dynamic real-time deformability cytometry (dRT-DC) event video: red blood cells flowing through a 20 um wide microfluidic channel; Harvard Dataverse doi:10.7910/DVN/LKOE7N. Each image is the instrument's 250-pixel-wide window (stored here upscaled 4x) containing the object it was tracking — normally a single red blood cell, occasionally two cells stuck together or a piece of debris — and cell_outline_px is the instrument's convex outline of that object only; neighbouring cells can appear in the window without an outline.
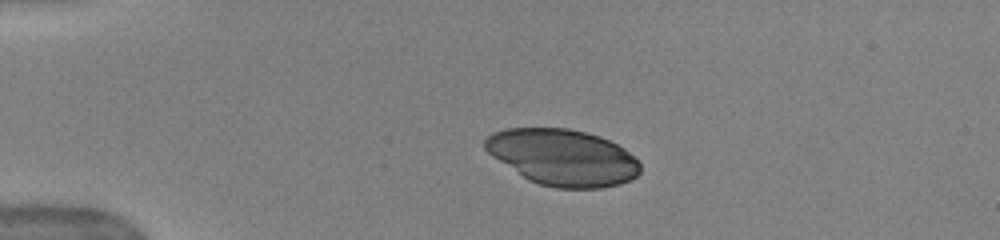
{"species": "human", "species_latin": "Homo sapiens", "temperature_condition": "warm", "stored_images_in_passage": 41, "camera_frame_rate_fps": 3000, "um_per_image_px": 0.085, "donor": {"sex": "female"}, "frame": {"image": 1, "passage_image": 1, "time_ms": 0.0, "image_size_px": [1000, 240], "cell_outline_px": [[640, 172], [636, 176], [620, 184], [600, 188], [556, 188], [540, 184], [528, 180], [492, 156], [484, 148], [484, 140], [492, 132], [504, 128], [568, 128], [600, 136], [624, 148], [640, 164]], "centroid_in_image_um": [47.8, 13.37], "position_along_channel_um": 37.2, "area_um2": 50.75}}
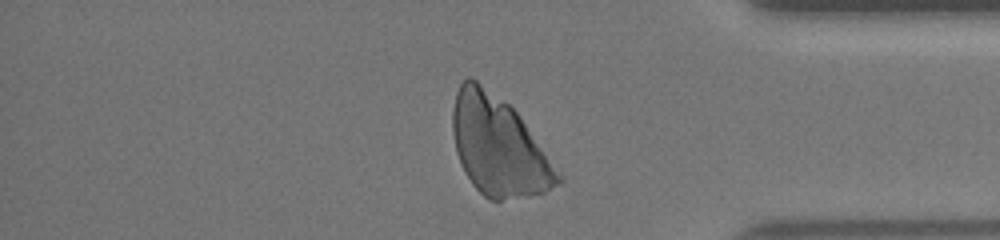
{"frame": {"image": 2, "passage_image": 33, "time_ms": 10.667, "image_size_px": [1000, 240], "cell_outline_px": [[564, 176], [560, 184], [544, 192], [528, 196], [500, 200], [488, 200], [472, 184], [464, 172], [456, 152], [452, 128], [452, 108], [456, 92], [460, 84], [468, 76], [472, 76], [508, 104], [516, 112]], "centroid_in_image_um": [42.37, 12.44], "position_along_channel_um": 392.8, "area_um2": 60.81}}